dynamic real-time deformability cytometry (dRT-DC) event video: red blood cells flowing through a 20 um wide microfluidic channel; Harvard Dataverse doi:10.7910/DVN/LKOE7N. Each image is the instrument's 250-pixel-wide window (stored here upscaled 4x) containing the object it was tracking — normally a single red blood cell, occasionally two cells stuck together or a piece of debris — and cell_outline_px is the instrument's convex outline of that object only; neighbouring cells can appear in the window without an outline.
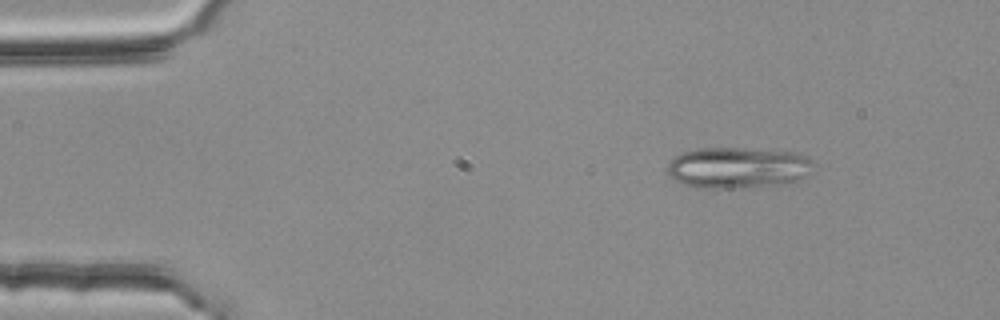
{"species": "common noctule bat (a hibernating species)", "species_latin": "Nyctalus noctula", "temperature_condition": "room temperature", "stored_images_in_passage": 49, "camera_frame_rate_fps": 3000, "um_per_image_px": 0.085, "animal": {"sex": "female", "body_mass_g": 25.1}, "frame": {"image": 1, "passage_image": 3, "time_ms": 0.667, "image_size_px": [1000, 320], "cell_outline_px": [[812, 160], [808, 176], [796, 180], [772, 184], [732, 188], [700, 188], [684, 184], [676, 180], [664, 168], [676, 156], [684, 152], [696, 148], [740, 148], [796, 152]], "centroid_in_image_um": [62.67, 14.23], "position_along_channel_um": 22.3, "area_um2": 34.45}}
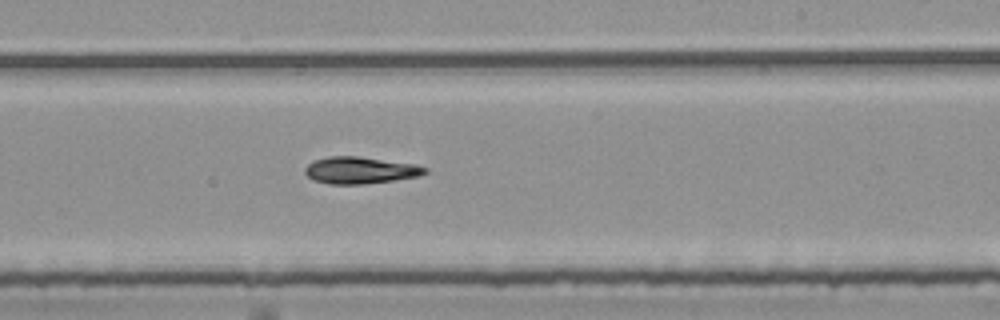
{"frame": {"image": 2, "passage_image": 28, "time_ms": 9.0, "image_size_px": [1000, 320], "cell_outline_px": [[428, 172], [416, 176], [392, 180], [364, 184], [328, 184], [312, 180], [304, 172], [304, 168], [312, 160], [328, 156], [356, 156], [416, 164], [428, 168]], "centroid_in_image_um": [30.56, 14.46], "position_along_channel_um": 258.4, "area_um2": 18.79}}
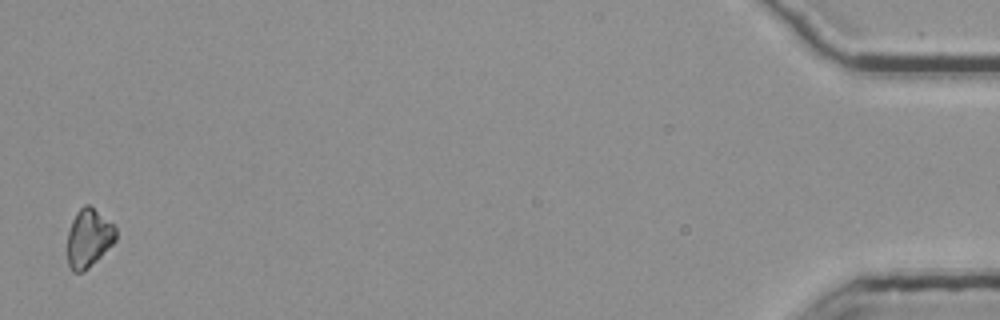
{"frame": {"image": 3, "passage_image": 49, "time_ms": 16.0, "image_size_px": [1000, 320], "cell_outline_px": [[116, 240], [84, 272], [72, 272], [68, 264], [68, 232], [72, 220], [76, 212], [84, 204], [88, 204], [112, 224], [116, 228]], "centroid_in_image_um": [7.52, 20.25], "position_along_channel_um": 427.7, "area_um2": 16.18}, "authors_computed_cell_mechanics": {"area_um2": 18.4382, "velocity_mm_per_s": 3.7898, "shape_relaxation_time_tau1_ms": 5.5921, "shape_relaxation_time_tau2_ms": null, "deformation_change_tau1": 0.1328, "deformation_change_tau2": null}}